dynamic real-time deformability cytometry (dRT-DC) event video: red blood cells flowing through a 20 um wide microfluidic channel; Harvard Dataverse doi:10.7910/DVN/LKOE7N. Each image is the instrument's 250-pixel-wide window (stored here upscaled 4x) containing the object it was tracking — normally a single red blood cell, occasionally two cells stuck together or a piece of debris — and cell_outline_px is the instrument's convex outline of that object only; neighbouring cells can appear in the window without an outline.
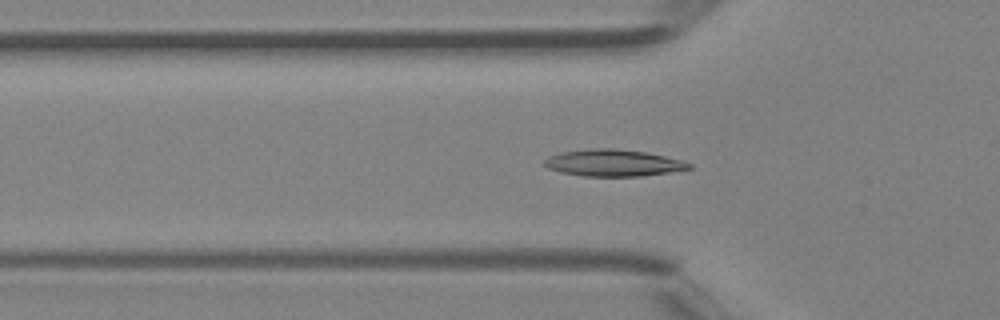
{"species": "Egyptian fruit bat (a non-hibernating species)", "species_latin": "Rousettus aegyptiacus", "temperature_condition": "room temperature", "stored_images_in_passage": 29, "camera_frame_rate_fps": 3000, "um_per_image_px": 0.085, "animal": {"sex": "female"}, "frame": {"image": 1, "passage_image": 15, "time_ms": 4.667, "image_size_px": [1000, 320], "cell_outline_px": [[692, 168], [668, 172], [640, 176], [584, 176], [560, 172], [548, 168], [544, 164], [544, 160], [548, 156], [560, 152], [596, 148], [612, 148], [644, 152], [664, 156], [680, 160], [692, 164]], "centroid_in_image_um": [52.08, 13.85], "position_along_channel_um": 73.7, "area_um2": 22.31}}
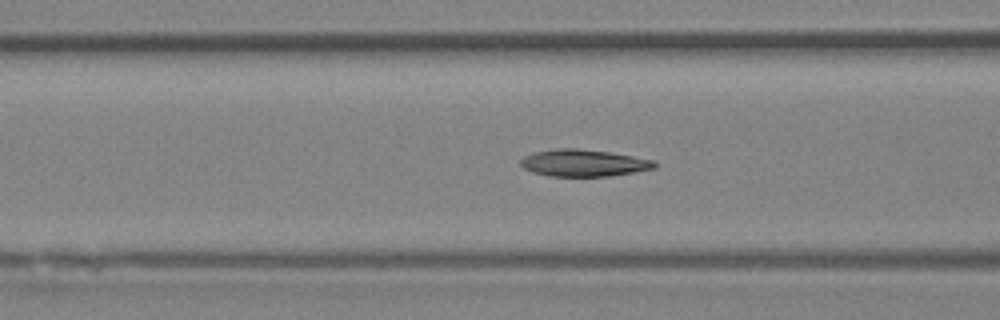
{"frame": {"image": 2, "passage_image": 18, "time_ms": 5.667, "image_size_px": [1000, 320], "cell_outline_px": [[656, 168], [608, 176], [548, 176], [532, 172], [524, 168], [520, 164], [520, 160], [524, 156], [536, 152], [556, 148], [576, 148], [608, 152], [632, 156], [652, 160], [656, 164]], "centroid_in_image_um": [49.56, 13.85], "position_along_channel_um": 117.0, "area_um2": 20.81}}
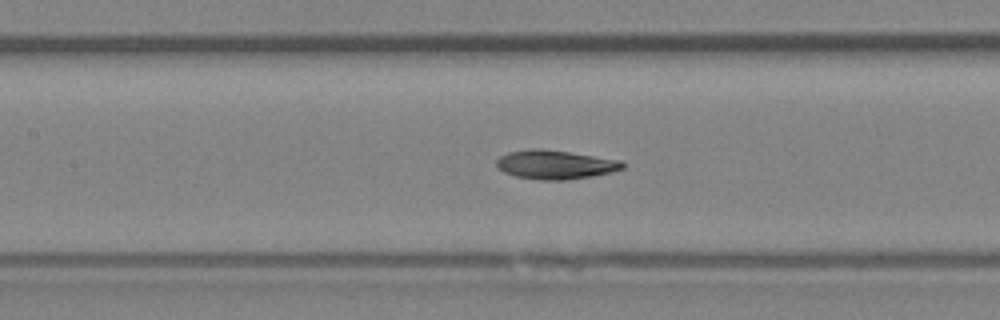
{"frame": {"image": 3, "passage_image": 21, "time_ms": 6.667, "image_size_px": [1000, 320], "cell_outline_px": [[624, 168], [612, 172], [592, 176], [568, 180], [540, 180], [516, 176], [504, 172], [496, 164], [496, 160], [500, 156], [508, 152], [532, 148], [540, 148], [568, 152], [620, 160], [624, 164]], "centroid_in_image_um": [47.19, 13.99], "position_along_channel_um": 160.2, "area_um2": 21.15}}